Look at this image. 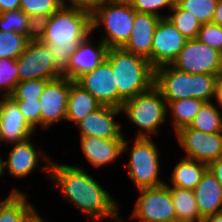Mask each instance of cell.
I'll return each instance as SVG.
<instances>
[{"label":"cell","instance_id":"1","mask_svg":"<svg viewBox=\"0 0 222 222\" xmlns=\"http://www.w3.org/2000/svg\"><path fill=\"white\" fill-rule=\"evenodd\" d=\"M50 180L54 182L53 185L60 191L64 200L72 203L93 222H101L106 218L115 222H125L118 211V200H114L115 198L83 167L59 164L52 160Z\"/></svg>","mask_w":222,"mask_h":222},{"label":"cell","instance_id":"2","mask_svg":"<svg viewBox=\"0 0 222 222\" xmlns=\"http://www.w3.org/2000/svg\"><path fill=\"white\" fill-rule=\"evenodd\" d=\"M91 33V11L62 5L37 25V38L47 44L55 67L63 73L80 42Z\"/></svg>","mask_w":222,"mask_h":222},{"label":"cell","instance_id":"3","mask_svg":"<svg viewBox=\"0 0 222 222\" xmlns=\"http://www.w3.org/2000/svg\"><path fill=\"white\" fill-rule=\"evenodd\" d=\"M106 60L111 64L118 90V108L123 102L150 89L155 81V68L150 61L123 48H108Z\"/></svg>","mask_w":222,"mask_h":222},{"label":"cell","instance_id":"4","mask_svg":"<svg viewBox=\"0 0 222 222\" xmlns=\"http://www.w3.org/2000/svg\"><path fill=\"white\" fill-rule=\"evenodd\" d=\"M217 77L212 74H190L168 64L155 68L154 85L166 103L186 98L211 102L215 96Z\"/></svg>","mask_w":222,"mask_h":222},{"label":"cell","instance_id":"5","mask_svg":"<svg viewBox=\"0 0 222 222\" xmlns=\"http://www.w3.org/2000/svg\"><path fill=\"white\" fill-rule=\"evenodd\" d=\"M134 17L135 9L129 1L103 0L91 11V33L103 27L100 39L106 46L122 48L130 38Z\"/></svg>","mask_w":222,"mask_h":222},{"label":"cell","instance_id":"6","mask_svg":"<svg viewBox=\"0 0 222 222\" xmlns=\"http://www.w3.org/2000/svg\"><path fill=\"white\" fill-rule=\"evenodd\" d=\"M121 110L130 123L139 129L136 130L135 137L151 138L152 135H160L159 129L168 119L166 101L155 85L124 101Z\"/></svg>","mask_w":222,"mask_h":222},{"label":"cell","instance_id":"7","mask_svg":"<svg viewBox=\"0 0 222 222\" xmlns=\"http://www.w3.org/2000/svg\"><path fill=\"white\" fill-rule=\"evenodd\" d=\"M153 138L135 137L131 148L124 138L122 154L129 153V163L125 164L128 175L137 190L158 187L166 184L160 179V161L158 145Z\"/></svg>","mask_w":222,"mask_h":222},{"label":"cell","instance_id":"8","mask_svg":"<svg viewBox=\"0 0 222 222\" xmlns=\"http://www.w3.org/2000/svg\"><path fill=\"white\" fill-rule=\"evenodd\" d=\"M135 201L131 218L139 222H171L177 220L176 211L166 184L142 188Z\"/></svg>","mask_w":222,"mask_h":222},{"label":"cell","instance_id":"9","mask_svg":"<svg viewBox=\"0 0 222 222\" xmlns=\"http://www.w3.org/2000/svg\"><path fill=\"white\" fill-rule=\"evenodd\" d=\"M16 62L19 82L32 79L51 81L62 77V73L55 67L48 45L37 37L28 41Z\"/></svg>","mask_w":222,"mask_h":222},{"label":"cell","instance_id":"10","mask_svg":"<svg viewBox=\"0 0 222 222\" xmlns=\"http://www.w3.org/2000/svg\"><path fill=\"white\" fill-rule=\"evenodd\" d=\"M171 65L190 74L222 73V53L197 39L187 40Z\"/></svg>","mask_w":222,"mask_h":222},{"label":"cell","instance_id":"11","mask_svg":"<svg viewBox=\"0 0 222 222\" xmlns=\"http://www.w3.org/2000/svg\"><path fill=\"white\" fill-rule=\"evenodd\" d=\"M32 141L31 137L22 142L9 144L13 148L8 152L7 160H3V174L7 171L14 178L24 179L33 173L35 168H39L50 179L52 160L43 151L39 153L36 144Z\"/></svg>","mask_w":222,"mask_h":222},{"label":"cell","instance_id":"12","mask_svg":"<svg viewBox=\"0 0 222 222\" xmlns=\"http://www.w3.org/2000/svg\"><path fill=\"white\" fill-rule=\"evenodd\" d=\"M186 158L210 164L222 155V132L205 133L183 127L174 134Z\"/></svg>","mask_w":222,"mask_h":222},{"label":"cell","instance_id":"13","mask_svg":"<svg viewBox=\"0 0 222 222\" xmlns=\"http://www.w3.org/2000/svg\"><path fill=\"white\" fill-rule=\"evenodd\" d=\"M72 80L60 77L45 84L39 97L41 111V128L48 129L62 120L66 121L67 101Z\"/></svg>","mask_w":222,"mask_h":222},{"label":"cell","instance_id":"14","mask_svg":"<svg viewBox=\"0 0 222 222\" xmlns=\"http://www.w3.org/2000/svg\"><path fill=\"white\" fill-rule=\"evenodd\" d=\"M187 40L170 20L160 18L152 39L151 65L157 68L171 64Z\"/></svg>","mask_w":222,"mask_h":222},{"label":"cell","instance_id":"15","mask_svg":"<svg viewBox=\"0 0 222 222\" xmlns=\"http://www.w3.org/2000/svg\"><path fill=\"white\" fill-rule=\"evenodd\" d=\"M76 82L102 105L118 108V90L114 73L106 59L92 71L80 76Z\"/></svg>","mask_w":222,"mask_h":222},{"label":"cell","instance_id":"16","mask_svg":"<svg viewBox=\"0 0 222 222\" xmlns=\"http://www.w3.org/2000/svg\"><path fill=\"white\" fill-rule=\"evenodd\" d=\"M119 114H122L121 108L102 105L76 125L80 131V137L125 138L122 133V125L116 122Z\"/></svg>","mask_w":222,"mask_h":222},{"label":"cell","instance_id":"17","mask_svg":"<svg viewBox=\"0 0 222 222\" xmlns=\"http://www.w3.org/2000/svg\"><path fill=\"white\" fill-rule=\"evenodd\" d=\"M91 35V33L87 35L71 55L62 77L76 81L84 73L92 71L106 59L108 47L100 38L94 46L90 38Z\"/></svg>","mask_w":222,"mask_h":222},{"label":"cell","instance_id":"18","mask_svg":"<svg viewBox=\"0 0 222 222\" xmlns=\"http://www.w3.org/2000/svg\"><path fill=\"white\" fill-rule=\"evenodd\" d=\"M36 131L26 122L10 97L0 98V143L13 144L31 138Z\"/></svg>","mask_w":222,"mask_h":222},{"label":"cell","instance_id":"19","mask_svg":"<svg viewBox=\"0 0 222 222\" xmlns=\"http://www.w3.org/2000/svg\"><path fill=\"white\" fill-rule=\"evenodd\" d=\"M160 17L135 10L132 32L124 50L148 59L151 63L152 39Z\"/></svg>","mask_w":222,"mask_h":222},{"label":"cell","instance_id":"20","mask_svg":"<svg viewBox=\"0 0 222 222\" xmlns=\"http://www.w3.org/2000/svg\"><path fill=\"white\" fill-rule=\"evenodd\" d=\"M81 150L91 166L100 168L116 161L122 155L124 138L104 139L95 136L80 137Z\"/></svg>","mask_w":222,"mask_h":222},{"label":"cell","instance_id":"21","mask_svg":"<svg viewBox=\"0 0 222 222\" xmlns=\"http://www.w3.org/2000/svg\"><path fill=\"white\" fill-rule=\"evenodd\" d=\"M193 191L202 218L222 211V187L209 168Z\"/></svg>","mask_w":222,"mask_h":222},{"label":"cell","instance_id":"22","mask_svg":"<svg viewBox=\"0 0 222 222\" xmlns=\"http://www.w3.org/2000/svg\"><path fill=\"white\" fill-rule=\"evenodd\" d=\"M102 104L99 103L87 90L76 81L70 84L67 101L66 121L77 125L88 114L97 110Z\"/></svg>","mask_w":222,"mask_h":222},{"label":"cell","instance_id":"23","mask_svg":"<svg viewBox=\"0 0 222 222\" xmlns=\"http://www.w3.org/2000/svg\"><path fill=\"white\" fill-rule=\"evenodd\" d=\"M208 164L183 157L170 173L168 186H175L193 190L200 182Z\"/></svg>","mask_w":222,"mask_h":222},{"label":"cell","instance_id":"24","mask_svg":"<svg viewBox=\"0 0 222 222\" xmlns=\"http://www.w3.org/2000/svg\"><path fill=\"white\" fill-rule=\"evenodd\" d=\"M170 196L176 211L177 220L182 222H201L194 191L175 186H168Z\"/></svg>","mask_w":222,"mask_h":222},{"label":"cell","instance_id":"25","mask_svg":"<svg viewBox=\"0 0 222 222\" xmlns=\"http://www.w3.org/2000/svg\"><path fill=\"white\" fill-rule=\"evenodd\" d=\"M205 102L196 98H186L166 103L167 115L172 114L171 121L174 132L191 124Z\"/></svg>","mask_w":222,"mask_h":222},{"label":"cell","instance_id":"26","mask_svg":"<svg viewBox=\"0 0 222 222\" xmlns=\"http://www.w3.org/2000/svg\"><path fill=\"white\" fill-rule=\"evenodd\" d=\"M27 194L15 193L1 208L0 222H27L37 211Z\"/></svg>","mask_w":222,"mask_h":222},{"label":"cell","instance_id":"27","mask_svg":"<svg viewBox=\"0 0 222 222\" xmlns=\"http://www.w3.org/2000/svg\"><path fill=\"white\" fill-rule=\"evenodd\" d=\"M0 31H13L30 40L37 37V24L21 9L9 10L0 13Z\"/></svg>","mask_w":222,"mask_h":222},{"label":"cell","instance_id":"28","mask_svg":"<svg viewBox=\"0 0 222 222\" xmlns=\"http://www.w3.org/2000/svg\"><path fill=\"white\" fill-rule=\"evenodd\" d=\"M213 102H205L187 127L205 133L222 132V110Z\"/></svg>","mask_w":222,"mask_h":222},{"label":"cell","instance_id":"29","mask_svg":"<svg viewBox=\"0 0 222 222\" xmlns=\"http://www.w3.org/2000/svg\"><path fill=\"white\" fill-rule=\"evenodd\" d=\"M171 12V13H169ZM168 20L185 36L188 40L196 39L202 23L190 12L181 9L176 3L168 11Z\"/></svg>","mask_w":222,"mask_h":222},{"label":"cell","instance_id":"30","mask_svg":"<svg viewBox=\"0 0 222 222\" xmlns=\"http://www.w3.org/2000/svg\"><path fill=\"white\" fill-rule=\"evenodd\" d=\"M63 5V0H21L20 9L38 25Z\"/></svg>","mask_w":222,"mask_h":222},{"label":"cell","instance_id":"31","mask_svg":"<svg viewBox=\"0 0 222 222\" xmlns=\"http://www.w3.org/2000/svg\"><path fill=\"white\" fill-rule=\"evenodd\" d=\"M29 39L13 31H0V59L16 60L23 52Z\"/></svg>","mask_w":222,"mask_h":222},{"label":"cell","instance_id":"32","mask_svg":"<svg viewBox=\"0 0 222 222\" xmlns=\"http://www.w3.org/2000/svg\"><path fill=\"white\" fill-rule=\"evenodd\" d=\"M19 82L17 62L14 59H0V97H10Z\"/></svg>","mask_w":222,"mask_h":222},{"label":"cell","instance_id":"33","mask_svg":"<svg viewBox=\"0 0 222 222\" xmlns=\"http://www.w3.org/2000/svg\"><path fill=\"white\" fill-rule=\"evenodd\" d=\"M218 0H176L183 10L193 14L202 24L212 22Z\"/></svg>","mask_w":222,"mask_h":222},{"label":"cell","instance_id":"34","mask_svg":"<svg viewBox=\"0 0 222 222\" xmlns=\"http://www.w3.org/2000/svg\"><path fill=\"white\" fill-rule=\"evenodd\" d=\"M49 80L32 79L27 81H20L17 83L11 99H39L42 94L45 84Z\"/></svg>","mask_w":222,"mask_h":222},{"label":"cell","instance_id":"35","mask_svg":"<svg viewBox=\"0 0 222 222\" xmlns=\"http://www.w3.org/2000/svg\"><path fill=\"white\" fill-rule=\"evenodd\" d=\"M22 112L26 122L35 130L41 128V111L39 99H12Z\"/></svg>","mask_w":222,"mask_h":222},{"label":"cell","instance_id":"36","mask_svg":"<svg viewBox=\"0 0 222 222\" xmlns=\"http://www.w3.org/2000/svg\"><path fill=\"white\" fill-rule=\"evenodd\" d=\"M196 39L222 53V27L213 23L202 24Z\"/></svg>","mask_w":222,"mask_h":222},{"label":"cell","instance_id":"37","mask_svg":"<svg viewBox=\"0 0 222 222\" xmlns=\"http://www.w3.org/2000/svg\"><path fill=\"white\" fill-rule=\"evenodd\" d=\"M129 2L137 12L149 13L163 18L167 15L162 14L159 11L166 7L170 11L176 3V0H129Z\"/></svg>","mask_w":222,"mask_h":222},{"label":"cell","instance_id":"38","mask_svg":"<svg viewBox=\"0 0 222 222\" xmlns=\"http://www.w3.org/2000/svg\"><path fill=\"white\" fill-rule=\"evenodd\" d=\"M103 0H63V5L80 7L92 11Z\"/></svg>","mask_w":222,"mask_h":222},{"label":"cell","instance_id":"39","mask_svg":"<svg viewBox=\"0 0 222 222\" xmlns=\"http://www.w3.org/2000/svg\"><path fill=\"white\" fill-rule=\"evenodd\" d=\"M208 168L214 174L222 187V155L218 159L212 161L208 165Z\"/></svg>","mask_w":222,"mask_h":222},{"label":"cell","instance_id":"40","mask_svg":"<svg viewBox=\"0 0 222 222\" xmlns=\"http://www.w3.org/2000/svg\"><path fill=\"white\" fill-rule=\"evenodd\" d=\"M21 0H0V13L20 9Z\"/></svg>","mask_w":222,"mask_h":222},{"label":"cell","instance_id":"41","mask_svg":"<svg viewBox=\"0 0 222 222\" xmlns=\"http://www.w3.org/2000/svg\"><path fill=\"white\" fill-rule=\"evenodd\" d=\"M214 99L216 100L214 103L222 110V73L216 79Z\"/></svg>","mask_w":222,"mask_h":222},{"label":"cell","instance_id":"42","mask_svg":"<svg viewBox=\"0 0 222 222\" xmlns=\"http://www.w3.org/2000/svg\"><path fill=\"white\" fill-rule=\"evenodd\" d=\"M212 22L222 27V0H218Z\"/></svg>","mask_w":222,"mask_h":222},{"label":"cell","instance_id":"43","mask_svg":"<svg viewBox=\"0 0 222 222\" xmlns=\"http://www.w3.org/2000/svg\"><path fill=\"white\" fill-rule=\"evenodd\" d=\"M201 222H222V211L204 217Z\"/></svg>","mask_w":222,"mask_h":222},{"label":"cell","instance_id":"44","mask_svg":"<svg viewBox=\"0 0 222 222\" xmlns=\"http://www.w3.org/2000/svg\"><path fill=\"white\" fill-rule=\"evenodd\" d=\"M15 193H22L21 190H19L18 188H14L9 192V195L6 196V198L4 197V200L1 199L0 197V210L1 208L5 205V203L15 194Z\"/></svg>","mask_w":222,"mask_h":222},{"label":"cell","instance_id":"45","mask_svg":"<svg viewBox=\"0 0 222 222\" xmlns=\"http://www.w3.org/2000/svg\"><path fill=\"white\" fill-rule=\"evenodd\" d=\"M27 222H47L45 221L41 215H39L38 211H36Z\"/></svg>","mask_w":222,"mask_h":222},{"label":"cell","instance_id":"46","mask_svg":"<svg viewBox=\"0 0 222 222\" xmlns=\"http://www.w3.org/2000/svg\"><path fill=\"white\" fill-rule=\"evenodd\" d=\"M3 157L0 155V176H3Z\"/></svg>","mask_w":222,"mask_h":222},{"label":"cell","instance_id":"47","mask_svg":"<svg viewBox=\"0 0 222 222\" xmlns=\"http://www.w3.org/2000/svg\"><path fill=\"white\" fill-rule=\"evenodd\" d=\"M113 1H129V0H113Z\"/></svg>","mask_w":222,"mask_h":222}]
</instances>
